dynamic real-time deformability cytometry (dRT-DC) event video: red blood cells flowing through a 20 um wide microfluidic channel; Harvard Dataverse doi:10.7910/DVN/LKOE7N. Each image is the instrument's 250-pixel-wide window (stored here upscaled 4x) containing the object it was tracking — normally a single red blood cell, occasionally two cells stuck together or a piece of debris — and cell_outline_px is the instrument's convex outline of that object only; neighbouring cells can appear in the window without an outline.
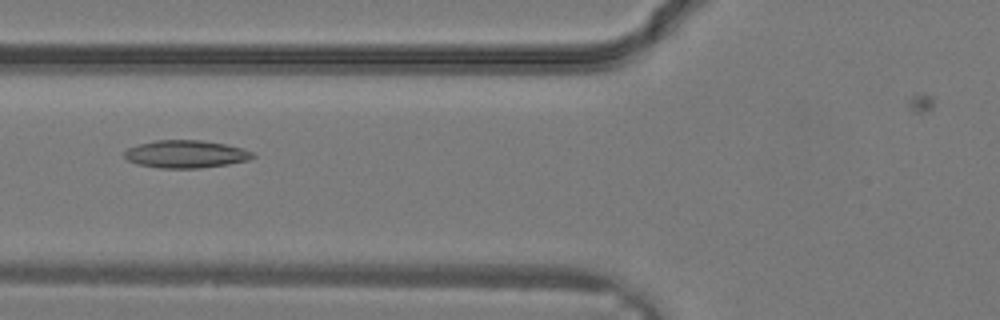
{"species": "common noctule bat (a hibernating species)", "species_latin": "Nyctalus noctula", "temperature_condition": "warm", "stored_images_in_passage": 32, "camera_frame_rate_fps": 3000, "um_per_image_px": 0.085, "animal": {"sex": "male", "body_mass_g": 19.2, "forearm_length_mm": 51.8}, "frame": {"image": 1, "passage_image": 13, "time_ms": 4.0, "image_size_px": [1000, 320], "cell_outline_px": [[256, 156], [248, 160], [228, 164], [200, 168], [160, 168], [136, 164], [128, 160], [124, 156], [124, 152], [128, 148], [140, 144], [156, 140], [204, 140], [224, 144], [240, 148], [252, 152]], "centroid_in_image_um": [15.78, 13.1], "position_along_channel_um": 110.0, "area_um2": 20.58}}
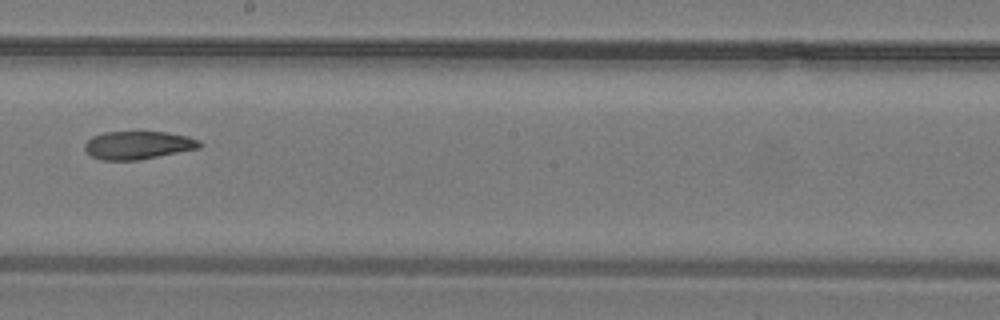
{"frame": {"image": 2, "passage_image": 19, "time_ms": 6.0, "image_size_px": [1000, 320], "cell_outline_px": [[204, 144], [200, 148], [140, 160], [100, 160], [84, 152], [84, 144], [92, 136], [104, 132], [164, 132], [188, 136], [200, 140]], "centroid_in_image_um": [11.73, 12.34], "position_along_channel_um": 236.5, "area_um2": 19.02}}
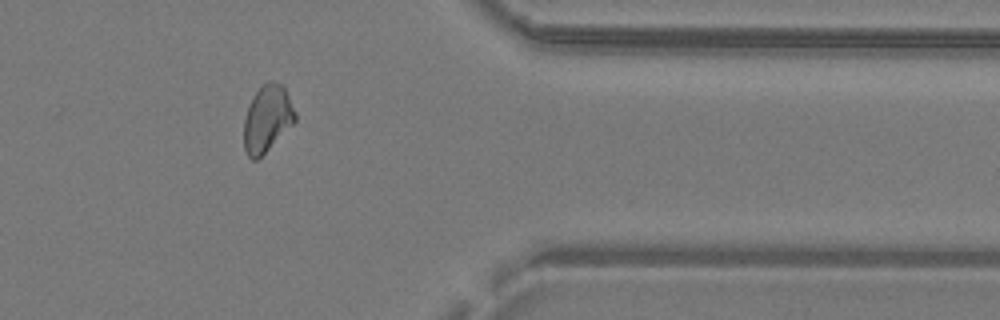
{"frame": {"image": 3, "passage_image": 27, "time_ms": 8.667, "image_size_px": [1000, 320], "cell_outline_px": [[296, 120], [256, 160], [252, 160], [248, 156], [244, 148], [244, 120], [248, 104], [256, 92], [268, 80], [272, 80], [280, 84], [284, 88], [296, 112]], "centroid_in_image_um": [22.69, 10.06], "position_along_channel_um": 388.7, "area_um2": 19.48}}